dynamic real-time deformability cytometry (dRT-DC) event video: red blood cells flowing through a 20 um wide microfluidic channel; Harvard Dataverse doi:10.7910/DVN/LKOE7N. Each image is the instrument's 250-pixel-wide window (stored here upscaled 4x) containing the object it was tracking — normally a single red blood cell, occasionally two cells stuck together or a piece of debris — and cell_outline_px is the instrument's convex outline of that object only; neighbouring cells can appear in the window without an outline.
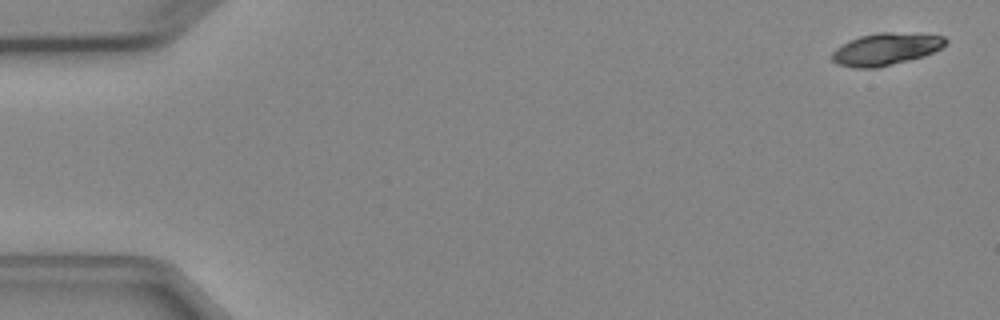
{"species": "Egyptian fruit bat (a non-hibernating species)", "species_latin": "Rousettus aegyptiacus", "temperature_condition": "cold", "stored_images_in_passage": 5, "camera_frame_rate_fps": 3000, "um_per_image_px": 0.085, "animal": {"sex": "female"}, "frame": {"image": 1, "passage_image": 1, "time_ms": 0.0, "image_size_px": [1000, 320], "cell_outline_px": [[948, 40], [940, 48], [924, 56], [876, 68], [856, 68], [840, 64], [832, 60], [832, 52], [836, 48], [848, 40], [860, 36], [880, 32], [892, 32], [944, 36]], "centroid_in_image_um": [75.27, 4.17], "position_along_channel_um": 9.7, "area_um2": 20.98}}
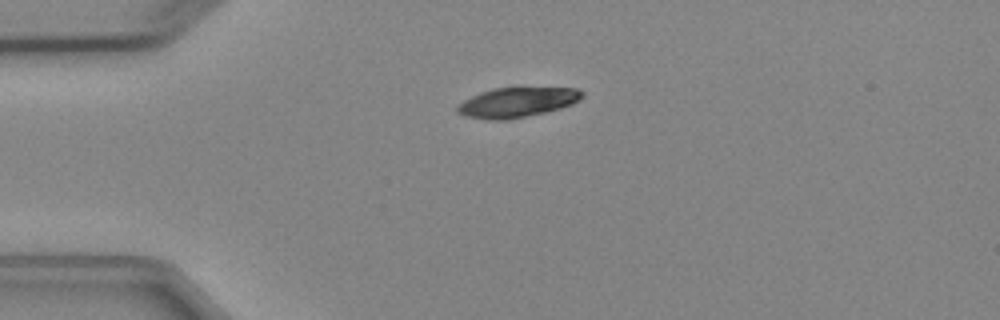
{"frame": {"image": 2, "passage_image": 4, "time_ms": 3.667, "image_size_px": [1000, 320], "cell_outline_px": [[584, 96], [580, 100], [572, 104], [560, 108], [544, 112], [508, 120], [488, 120], [468, 116], [456, 112], [456, 108], [464, 100], [480, 92], [492, 88], [516, 84], [520, 84], [576, 88], [584, 92]], "centroid_in_image_um": [44.02, 8.62], "position_along_channel_um": 41.0, "area_um2": 22.83}}